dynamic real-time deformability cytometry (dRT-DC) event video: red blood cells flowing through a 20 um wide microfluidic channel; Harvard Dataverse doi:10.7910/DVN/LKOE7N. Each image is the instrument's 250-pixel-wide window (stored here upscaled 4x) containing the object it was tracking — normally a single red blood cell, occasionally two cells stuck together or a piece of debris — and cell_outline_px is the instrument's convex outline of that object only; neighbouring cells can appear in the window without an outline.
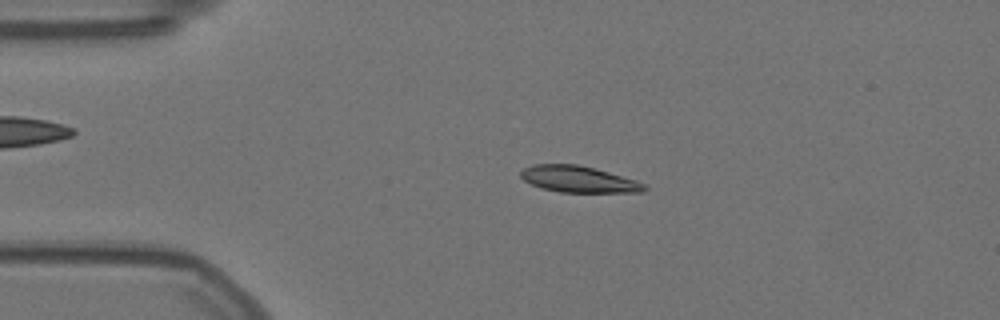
{"species": "Egyptian fruit bat (a non-hibernating species)", "species_latin": "Rousettus aegyptiacus", "temperature_condition": "warm", "stored_images_in_passage": 56, "camera_frame_rate_fps": 3000, "um_per_image_px": 0.085, "animal": {"sex": "female"}, "frame": {"image": 1, "passage_image": 11, "time_ms": 3.333, "image_size_px": [1000, 320], "cell_outline_px": [[648, 188], [644, 192], [560, 192], [540, 188], [524, 180], [520, 176], [520, 172], [524, 168], [532, 164], [576, 164], [608, 172], [636, 180], [644, 184]], "centroid_in_image_um": [49.16, 15.24], "position_along_channel_um": 35.8, "area_um2": 18.9}}
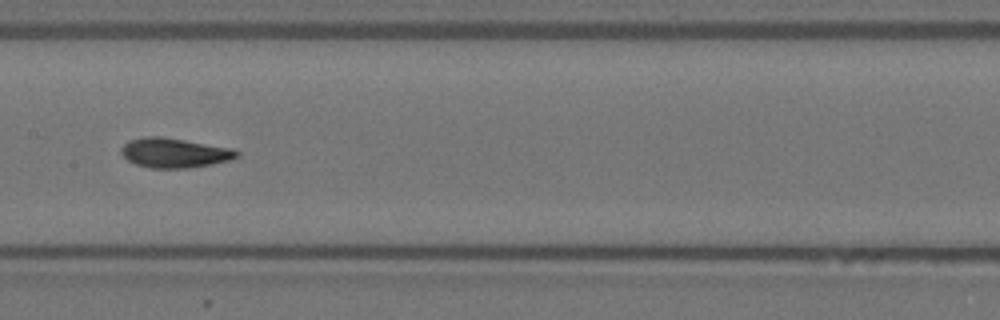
{"frame": {"image": 2, "passage_image": 27, "time_ms": 8.667, "image_size_px": [1000, 320], "cell_outline_px": [[240, 156], [228, 160], [212, 164], [188, 168], [152, 168], [136, 164], [128, 160], [120, 152], [120, 148], [128, 140], [144, 136], [160, 136], [232, 148], [240, 152]], "centroid_in_image_um": [14.81, 12.99], "position_along_channel_um": 192.6, "area_um2": 19.94}}
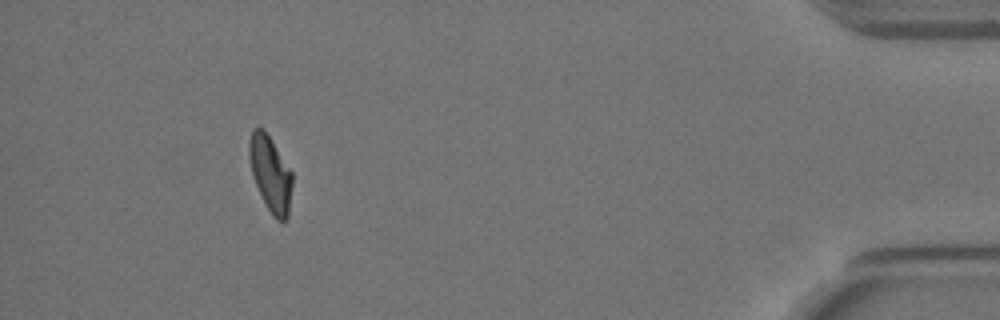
{"frame": {"image": 3, "passage_image": 51, "time_ms": 16.667, "image_size_px": [1000, 320], "cell_outline_px": [[292, 184], [288, 220], [276, 220], [272, 216], [252, 176], [248, 156], [248, 144], [252, 128], [260, 128], [268, 136], [292, 172]], "centroid_in_image_um": [22.98, 14.8], "position_along_channel_um": 412.2, "area_um2": 18.67}, "authors_computed_cell_mechanics": {"area_um2": 19.1318, "velocity_mm_per_s": 3.5524, "shape_relaxation_time_tau1_ms": 6.6438, "shape_relaxation_time_tau2_ms": 2.3408, "deformation_change_tau1": 0.1842, "deformation_change_tau2": 0.0818}}